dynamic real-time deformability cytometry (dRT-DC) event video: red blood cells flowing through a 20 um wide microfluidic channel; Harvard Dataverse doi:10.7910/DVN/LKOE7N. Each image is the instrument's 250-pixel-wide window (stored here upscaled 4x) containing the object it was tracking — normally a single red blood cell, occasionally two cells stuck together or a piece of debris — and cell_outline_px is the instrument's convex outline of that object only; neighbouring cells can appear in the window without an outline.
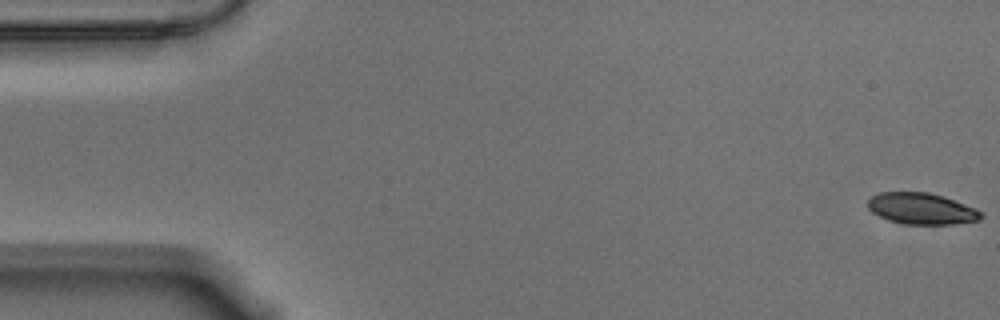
{"species": "Egyptian fruit bat (a non-hibernating species)", "species_latin": "Rousettus aegyptiacus", "temperature_condition": "warm", "stored_images_in_passage": 57, "camera_frame_rate_fps": 3000, "um_per_image_px": 0.085, "animal": {"sex": "male"}, "frame": {"image": 1, "passage_image": 1, "time_ms": 0.0, "image_size_px": [1000, 320], "cell_outline_px": [[984, 216], [980, 220], [952, 224], [904, 224], [888, 220], [872, 212], [868, 208], [868, 200], [872, 196], [880, 192], [928, 192], [944, 196], [976, 208], [984, 212]], "centroid_in_image_um": [78.37, 17.73], "position_along_channel_um": 6.6, "area_um2": 20.81}}
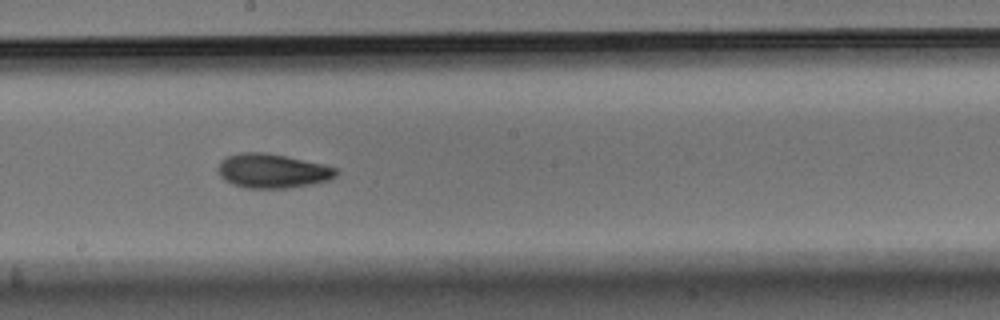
{"frame": {"image": 2, "passage_image": 31, "time_ms": 10.0, "image_size_px": [1000, 320], "cell_outline_px": [[336, 176], [328, 180], [312, 184], [288, 188], [244, 188], [232, 184], [224, 180], [220, 176], [220, 160], [224, 156], [240, 152], [264, 152], [324, 164], [336, 168]], "centroid_in_image_um": [23.13, 14.53], "position_along_channel_um": 225.1, "area_um2": 23.52}}
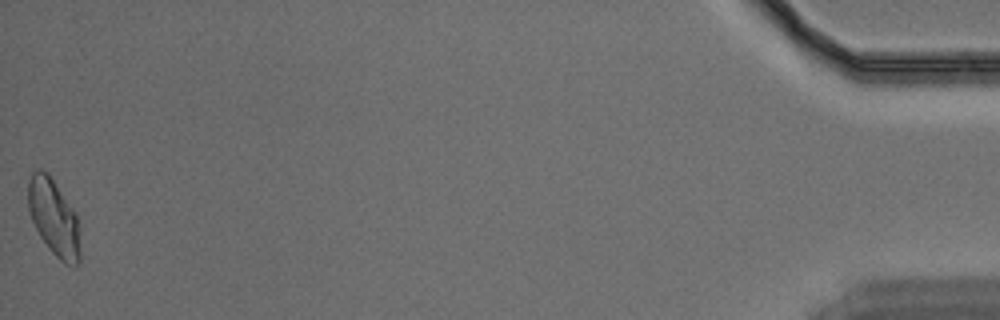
{"frame": {"image": 3, "passage_image": 57, "time_ms": 18.667, "image_size_px": [1000, 320], "cell_outline_px": [[80, 260], [72, 268], [64, 264], [48, 248], [40, 236], [28, 212], [28, 180], [32, 172], [36, 168], [40, 168], [48, 172], [76, 212], [80, 228]], "centroid_in_image_um": [4.59, 18.49], "position_along_channel_um": 430.6, "area_um2": 23.76}, "authors_computed_cell_mechanics": {"area_um2": 22.3686, "velocity_mm_per_s": 3.5388, "shape_relaxation_time_tau1_ms": 7.6996, "shape_relaxation_time_tau2_ms": 3.0896, "deformation_change_tau1": 0.1799, "deformation_change_tau2": 0.0805}}